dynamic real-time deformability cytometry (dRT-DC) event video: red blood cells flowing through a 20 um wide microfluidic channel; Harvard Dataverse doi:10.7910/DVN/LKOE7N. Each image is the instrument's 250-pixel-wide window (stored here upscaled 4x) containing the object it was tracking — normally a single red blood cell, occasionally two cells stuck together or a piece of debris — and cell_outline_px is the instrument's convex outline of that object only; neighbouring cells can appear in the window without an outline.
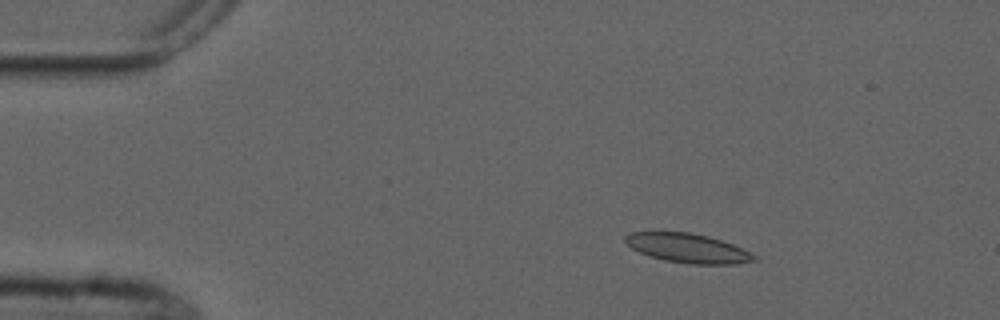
{"species": "common noctule bat (a hibernating species)", "species_latin": "Nyctalus noctula", "temperature_condition": "cold", "stored_images_in_passage": 5, "camera_frame_rate_fps": 3000, "um_per_image_px": 0.085, "animal": {"sex": "male", "forearm_length_mm": 52.5}, "frame": {"image": 1, "passage_image": 3, "time_ms": 2.667, "image_size_px": [1000, 320], "cell_outline_px": [[756, 260], [736, 264], [692, 264], [664, 260], [640, 252], [632, 248], [624, 240], [624, 236], [632, 232], [688, 232], [708, 236], [732, 244], [756, 256]], "centroid_in_image_um": [58.44, 21.09], "position_along_channel_um": 26.6, "area_um2": 21.56}}